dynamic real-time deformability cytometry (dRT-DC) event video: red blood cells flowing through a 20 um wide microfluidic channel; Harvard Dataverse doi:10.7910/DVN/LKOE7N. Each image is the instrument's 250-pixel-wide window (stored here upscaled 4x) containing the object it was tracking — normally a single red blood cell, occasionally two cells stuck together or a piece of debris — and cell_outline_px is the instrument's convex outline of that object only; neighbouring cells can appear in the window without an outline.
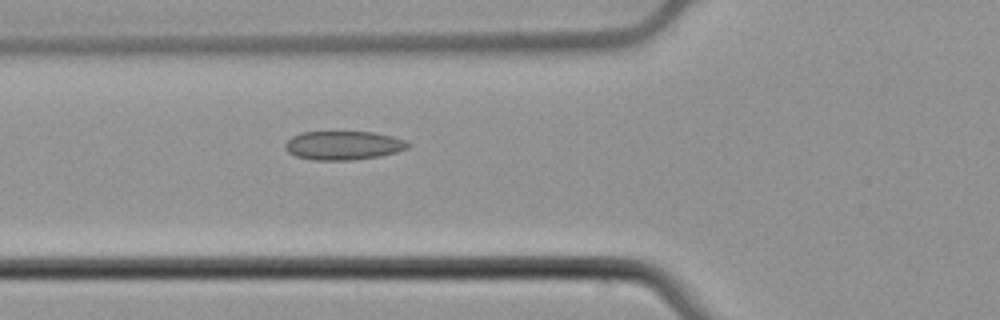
{"species": "common noctule bat (a hibernating species)", "species_latin": "Nyctalus noctula", "temperature_condition": "cold", "stored_images_in_passage": 6, "camera_frame_rate_fps": 3000, "um_per_image_px": 0.085, "animal": {"sex": "male", "body_mass_g": 21.5, "forearm_length_mm": 52.0}, "frame": {"image": 1, "passage_image": 6, "time_ms": 1.667, "image_size_px": [1000, 320], "cell_outline_px": [[412, 144], [408, 148], [396, 152], [380, 156], [352, 160], [312, 160], [296, 156], [288, 152], [284, 148], [284, 144], [292, 136], [300, 132], [372, 132], [392, 136], [404, 140]], "centroid_in_image_um": [29.17, 12.36], "position_along_channel_um": 96.6, "area_um2": 20.69}}